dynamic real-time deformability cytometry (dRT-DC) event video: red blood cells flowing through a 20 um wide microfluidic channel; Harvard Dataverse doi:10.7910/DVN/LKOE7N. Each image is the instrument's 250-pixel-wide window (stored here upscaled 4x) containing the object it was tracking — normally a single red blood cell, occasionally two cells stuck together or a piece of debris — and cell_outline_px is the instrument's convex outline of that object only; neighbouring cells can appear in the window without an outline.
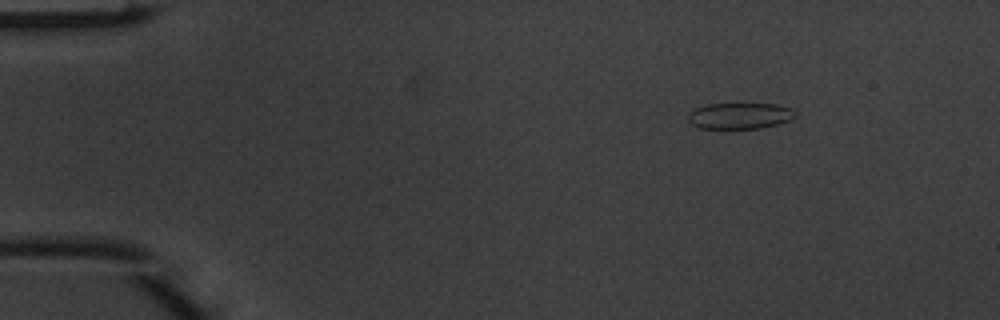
{"species": "common noctule bat (a hibernating species)", "species_latin": "Nyctalus noctula", "temperature_condition": "warm", "stored_images_in_passage": 4, "camera_frame_rate_fps": 3000, "um_per_image_px": 0.085, "animal": {"sex": "male", "body_mass_g": 20.1, "forearm_length_mm": 53.5}, "frame": {"image": 1, "passage_image": 1, "time_ms": 0.0, "image_size_px": [1000, 320], "cell_outline_px": [[796, 116], [788, 120], [776, 124], [760, 128], [700, 128], [692, 124], [688, 120], [688, 112], [704, 104], [776, 104], [792, 108], [796, 112]], "centroid_in_image_um": [62.86, 9.83], "position_along_channel_um": 22.1, "area_um2": 16.24}}